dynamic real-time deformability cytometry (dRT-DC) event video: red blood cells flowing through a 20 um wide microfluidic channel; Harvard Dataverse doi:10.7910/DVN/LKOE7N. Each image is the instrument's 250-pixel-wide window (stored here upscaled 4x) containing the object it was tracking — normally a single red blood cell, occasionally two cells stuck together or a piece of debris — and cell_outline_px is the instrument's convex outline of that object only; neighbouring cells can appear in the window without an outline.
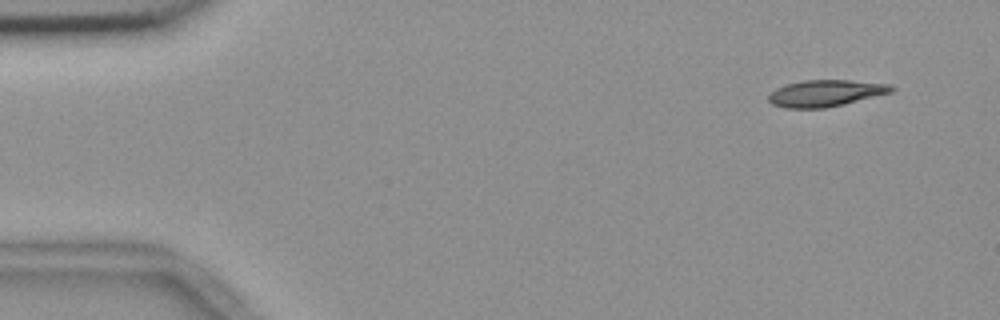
{"species": "common noctule bat (a hibernating species)", "species_latin": "Nyctalus noctula", "temperature_condition": "room temperature", "stored_images_in_passage": 4, "camera_frame_rate_fps": 3000, "um_per_image_px": 0.085, "animal": {"sex": "female", "body_mass_g": 18.4}, "frame": {"image": 1, "passage_image": 1, "time_ms": 0.0, "image_size_px": [1000, 320], "cell_outline_px": [[896, 88], [892, 92], [844, 104], [824, 108], [784, 108], [772, 104], [768, 100], [768, 96], [776, 88], [784, 84], [804, 80], [848, 80], [892, 84]], "centroid_in_image_um": [70.18, 7.92], "position_along_channel_um": 14.8, "area_um2": 19.13}}
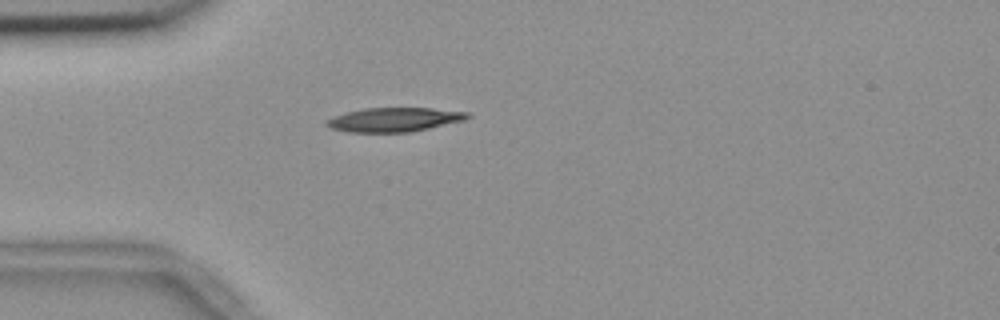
{"frame": {"image": 2, "passage_image": 4, "time_ms": 1.0, "image_size_px": [1000, 320], "cell_outline_px": [[472, 116], [464, 120], [428, 128], [408, 132], [348, 132], [332, 128], [324, 124], [324, 120], [348, 112], [364, 108], [432, 108], [468, 112]], "centroid_in_image_um": [33.51, 10.16], "position_along_channel_um": 51.5, "area_um2": 19.59}}